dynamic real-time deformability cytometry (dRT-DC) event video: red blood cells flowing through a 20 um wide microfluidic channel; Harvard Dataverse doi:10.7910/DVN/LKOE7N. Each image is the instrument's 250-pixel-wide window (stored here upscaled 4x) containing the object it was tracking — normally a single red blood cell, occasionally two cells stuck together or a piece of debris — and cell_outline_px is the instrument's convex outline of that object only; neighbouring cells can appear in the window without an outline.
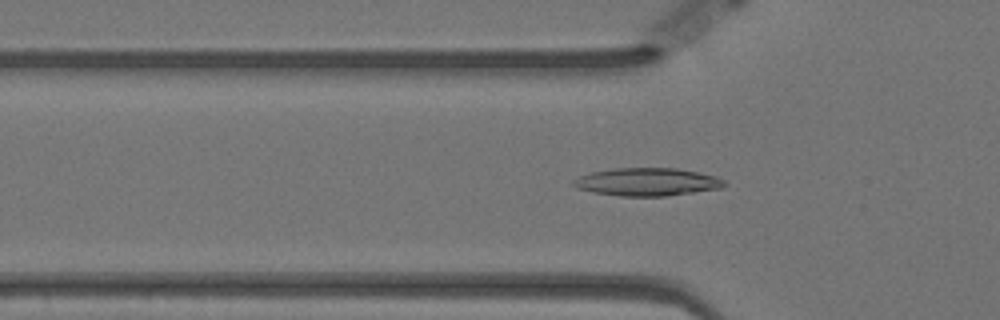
{"species": "Egyptian fruit bat (a non-hibernating species)", "species_latin": "Rousettus aegyptiacus", "temperature_condition": "warm", "stored_images_in_passage": 57, "camera_frame_rate_fps": 3000, "um_per_image_px": 0.085, "animal": {"sex": "female"}, "frame": {"image": 1, "passage_image": 18, "time_ms": 5.667, "image_size_px": [1000, 320], "cell_outline_px": [[728, 184], [720, 188], [668, 196], [620, 196], [592, 192], [576, 188], [572, 184], [572, 180], [580, 176], [592, 172], [612, 168], [676, 168], [716, 176], [724, 180]], "centroid_in_image_um": [54.99, 15.46], "position_along_channel_um": 70.8, "area_um2": 24.57}}
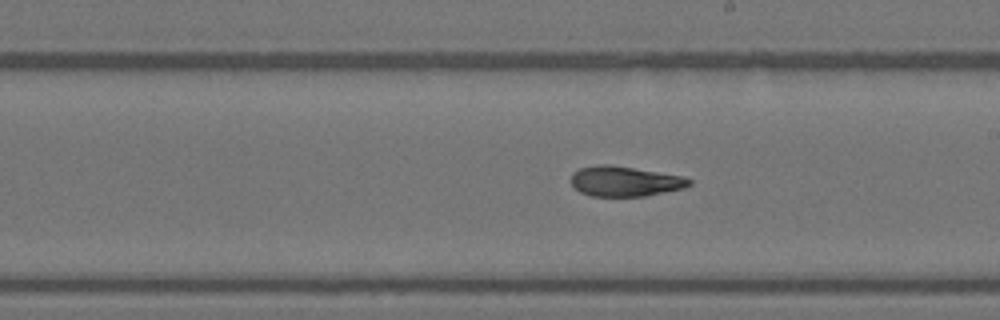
{"frame": {"image": 2, "passage_image": 32, "time_ms": 10.333, "image_size_px": [1000, 320], "cell_outline_px": [[692, 184], [684, 188], [644, 196], [592, 196], [580, 192], [572, 184], [572, 172], [580, 168], [596, 164], [612, 164], [684, 176], [692, 180]], "centroid_in_image_um": [53.13, 15.39], "position_along_channel_um": 235.9, "area_um2": 20.87}}
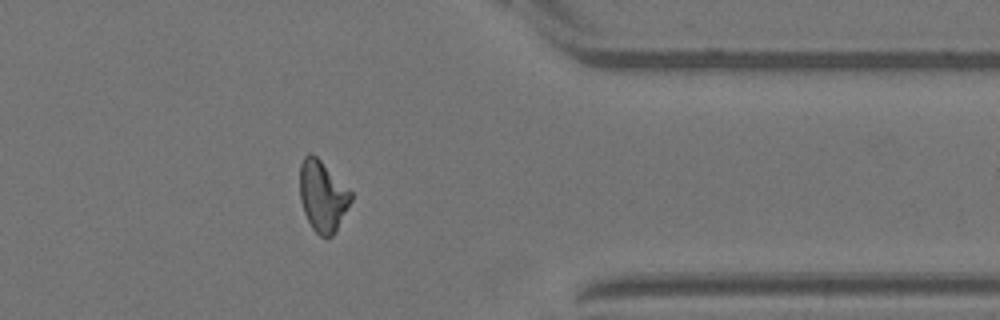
{"frame": {"image": 3, "passage_image": 46, "time_ms": 15.0, "image_size_px": [1000, 320], "cell_outline_px": [[352, 200], [332, 236], [320, 236], [312, 228], [304, 212], [300, 200], [300, 164], [304, 156], [308, 152], [312, 152], [352, 192]], "centroid_in_image_um": [27.4, 16.63], "position_along_channel_um": 384.0, "area_um2": 20.87}, "authors_computed_cell_mechanics": {"area_um2": 21.386, "velocity_mm_per_s": 3.5105, "shape_relaxation_time_tau1_ms": null, "shape_relaxation_time_tau2_ms": 3.41, "deformation_change_tau1": null, "deformation_change_tau2": 0.1037}}